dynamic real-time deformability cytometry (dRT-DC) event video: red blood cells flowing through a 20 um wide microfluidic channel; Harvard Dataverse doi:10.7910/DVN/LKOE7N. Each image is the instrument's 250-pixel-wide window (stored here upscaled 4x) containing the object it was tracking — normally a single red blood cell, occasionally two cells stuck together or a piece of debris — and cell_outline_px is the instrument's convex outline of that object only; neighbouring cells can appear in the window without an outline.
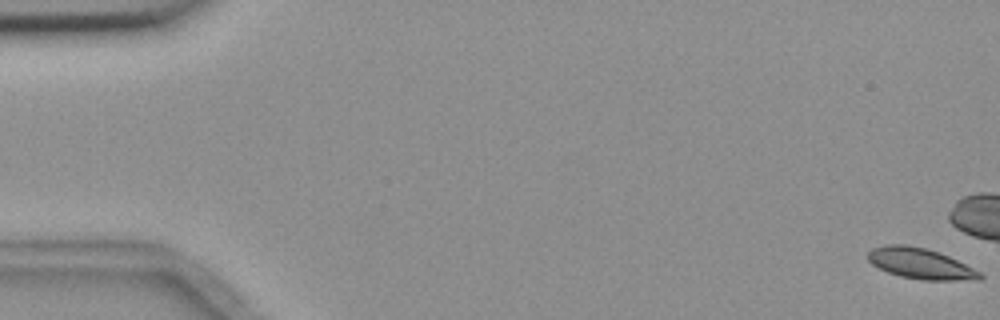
{"species": "common noctule bat (a hibernating species)", "species_latin": "Nyctalus noctula", "temperature_condition": "room temperature", "stored_images_in_passage": 6, "camera_frame_rate_fps": 3000, "um_per_image_px": 0.085, "animal": {"sex": "female", "body_mass_g": 18.4}, "frame": {"image": 1, "passage_image": 1, "time_ms": 0.0, "image_size_px": [1000, 320], "cell_outline_px": [[984, 276], [980, 280], [920, 280], [900, 276], [888, 272], [872, 264], [868, 260], [868, 252], [872, 248], [888, 244], [904, 244], [924, 248], [940, 252], [980, 272]], "centroid_in_image_um": [78.23, 22.4], "position_along_channel_um": 6.8, "area_um2": 19.94}}
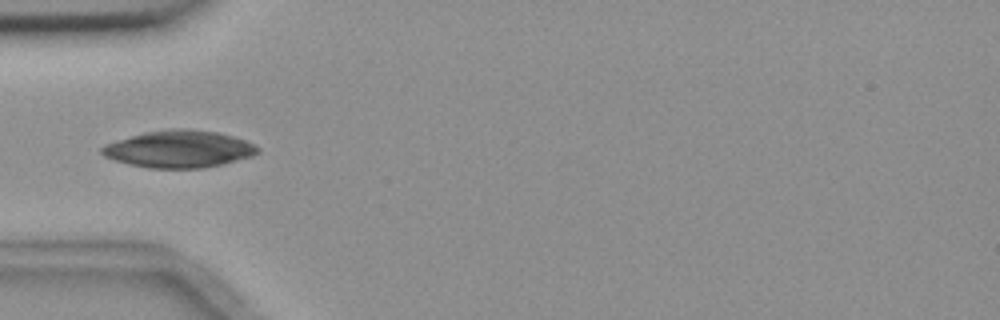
{"frame": {"image": 2, "passage_image": 6, "time_ms": 7.0, "image_size_px": [1000, 320], "cell_outline_px": [[260, 152], [252, 156], [204, 168], [148, 168], [128, 164], [104, 156], [100, 152], [100, 148], [104, 144], [132, 136], [148, 132], [172, 128], [184, 128], [216, 132], [232, 136], [244, 140], [260, 148]], "centroid_in_image_um": [15.2, 12.67], "position_along_channel_um": 69.8, "area_um2": 33.41}}